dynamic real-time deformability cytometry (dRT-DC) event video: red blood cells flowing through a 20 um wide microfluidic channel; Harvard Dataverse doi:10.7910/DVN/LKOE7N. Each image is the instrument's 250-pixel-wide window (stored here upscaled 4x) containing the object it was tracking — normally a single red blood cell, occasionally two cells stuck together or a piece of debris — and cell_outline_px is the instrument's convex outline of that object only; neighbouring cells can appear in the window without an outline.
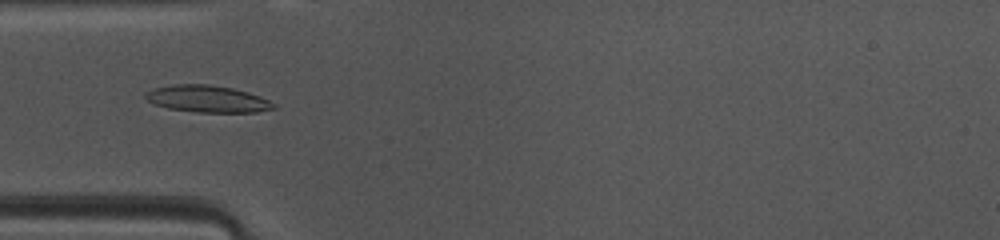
{"species": "common noctule bat (a hibernating species)", "species_latin": "Nyctalus noctula", "temperature_condition": "warm", "stored_images_in_passage": 47, "camera_frame_rate_fps": 3000, "um_per_image_px": 0.085, "animal": {"sex": "female", "body_mass_g": 10.0, "forearm_length_mm": 53.1}, "frame": {"image": 1, "passage_image": 13, "time_ms": 4.0, "image_size_px": [1000, 240], "cell_outline_px": [[276, 108], [256, 112], [196, 112], [168, 108], [156, 104], [148, 100], [144, 96], [144, 92], [156, 88], [172, 84], [208, 84], [232, 88], [248, 92], [260, 96], [276, 104]], "centroid_in_image_um": [17.64, 8.4], "position_along_channel_um": 67.4, "area_um2": 20.0}}
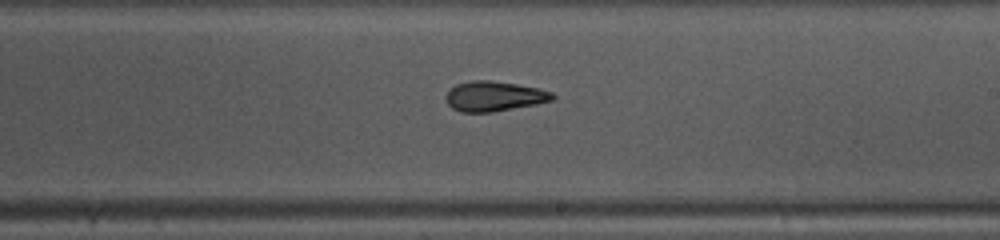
{"frame": {"image": 2, "passage_image": 26, "time_ms": 8.333, "image_size_px": [1000, 240], "cell_outline_px": [[556, 96], [552, 100], [536, 104], [492, 112], [460, 112], [452, 108], [448, 104], [448, 92], [456, 84], [472, 80], [488, 80], [516, 84], [536, 88], [552, 92]], "centroid_in_image_um": [42.01, 8.18], "position_along_channel_um": 247.0, "area_um2": 18.32}}
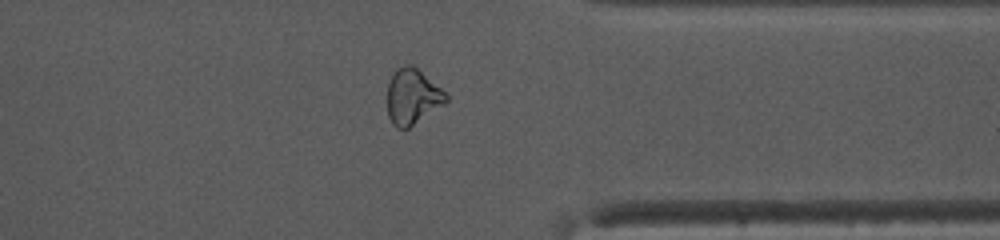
{"frame": {"image": 3, "passage_image": 36, "time_ms": 11.667, "image_size_px": [1000, 240], "cell_outline_px": [[448, 100], [444, 104], [408, 128], [396, 128], [392, 124], [388, 116], [388, 84], [396, 68], [404, 64], [412, 64], [440, 88], [448, 96]], "centroid_in_image_um": [35.04, 8.21], "position_along_channel_um": 376.4, "area_um2": 18.73}, "authors_computed_cell_mechanics": {"area_um2": 19.3052, "velocity_mm_per_s": 4.1159, "shape_relaxation_time_tau1_ms": 9.0178, "shape_relaxation_time_tau2_ms": 2.1869, "deformation_change_tau1": 0.2253, "deformation_change_tau2": 0.0946}}